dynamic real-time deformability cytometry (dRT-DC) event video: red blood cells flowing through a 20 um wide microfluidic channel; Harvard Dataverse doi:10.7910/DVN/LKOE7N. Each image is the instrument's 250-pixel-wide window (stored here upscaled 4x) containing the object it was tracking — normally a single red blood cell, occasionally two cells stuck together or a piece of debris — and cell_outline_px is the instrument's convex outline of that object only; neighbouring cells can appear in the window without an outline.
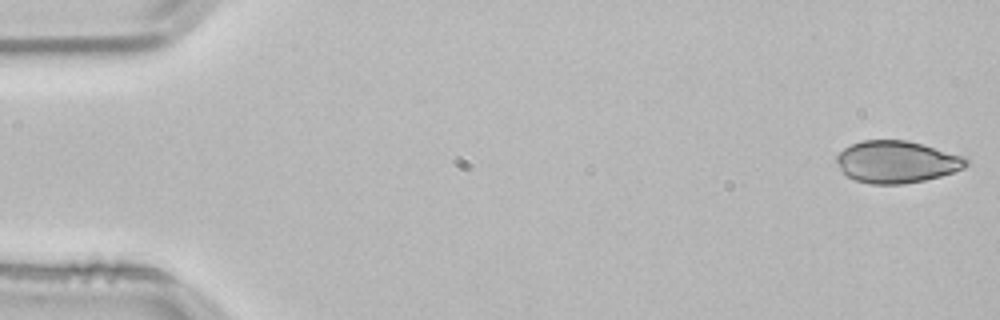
{"species": "common noctule bat (a hibernating species)", "species_latin": "Nyctalus noctula", "temperature_condition": "room temperature", "stored_images_in_passage": 52, "camera_frame_rate_fps": 3000, "um_per_image_px": 0.085, "animal": {"sex": "male", "body_mass_g": 21.5, "forearm_length_mm": 52.0}, "frame": {"image": 1, "passage_image": 1, "time_ms": 0.0, "image_size_px": [1000, 320], "cell_outline_px": [[968, 164], [964, 168], [940, 176], [924, 180], [904, 184], [872, 184], [856, 180], [848, 176], [840, 168], [836, 160], [836, 156], [844, 148], [860, 140], [908, 140], [964, 156], [968, 160]], "centroid_in_image_um": [76.22, 13.75], "position_along_channel_um": 8.8, "area_um2": 31.62}}